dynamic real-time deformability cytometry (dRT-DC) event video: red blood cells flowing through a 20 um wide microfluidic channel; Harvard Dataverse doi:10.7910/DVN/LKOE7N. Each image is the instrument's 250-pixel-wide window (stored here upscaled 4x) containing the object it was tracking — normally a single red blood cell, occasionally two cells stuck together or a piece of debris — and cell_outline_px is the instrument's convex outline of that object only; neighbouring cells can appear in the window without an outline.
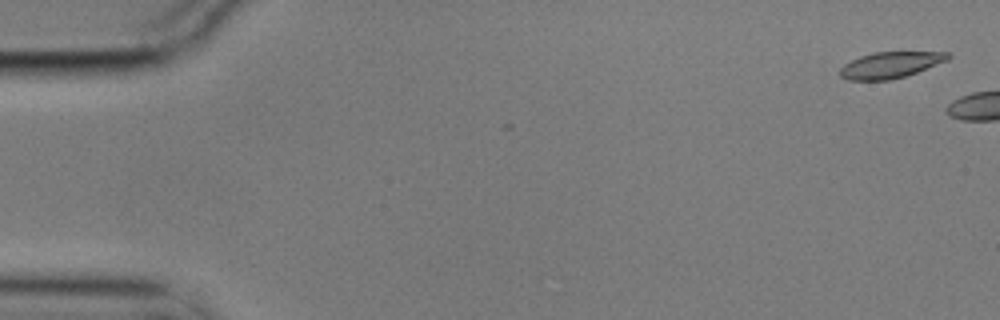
{"species": "common noctule bat (a hibernating species)", "species_latin": "Nyctalus noctula", "temperature_condition": "cold", "stored_images_in_passage": 3, "camera_frame_rate_fps": 3000, "um_per_image_px": 0.085, "animal": {"sex": "male", "body_mass_g": 17.9}, "frame": {"image": 1, "passage_image": 1, "time_ms": 0.0, "image_size_px": [1000, 320], "cell_outline_px": [[952, 56], [948, 60], [916, 72], [904, 76], [888, 80], [848, 80], [840, 76], [840, 68], [844, 64], [860, 56], [872, 52], [948, 52]], "centroid_in_image_um": [75.67, 5.51], "position_along_channel_um": 9.3, "area_um2": 16.36}}